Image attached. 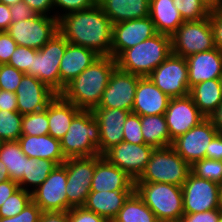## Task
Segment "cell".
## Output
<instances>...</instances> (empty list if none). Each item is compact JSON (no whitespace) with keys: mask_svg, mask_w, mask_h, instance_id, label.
I'll return each mask as SVG.
<instances>
[{"mask_svg":"<svg viewBox=\"0 0 222 222\" xmlns=\"http://www.w3.org/2000/svg\"><path fill=\"white\" fill-rule=\"evenodd\" d=\"M158 222H180V221H170V220H166V221H158Z\"/></svg>","mask_w":222,"mask_h":222,"instance_id":"61","label":"cell"},{"mask_svg":"<svg viewBox=\"0 0 222 222\" xmlns=\"http://www.w3.org/2000/svg\"><path fill=\"white\" fill-rule=\"evenodd\" d=\"M39 222H69L68 211H42Z\"/></svg>","mask_w":222,"mask_h":222,"instance_id":"53","label":"cell"},{"mask_svg":"<svg viewBox=\"0 0 222 222\" xmlns=\"http://www.w3.org/2000/svg\"><path fill=\"white\" fill-rule=\"evenodd\" d=\"M81 111L73 103L57 94L47 105L49 135L61 140L67 133L73 118Z\"/></svg>","mask_w":222,"mask_h":222,"instance_id":"27","label":"cell"},{"mask_svg":"<svg viewBox=\"0 0 222 222\" xmlns=\"http://www.w3.org/2000/svg\"><path fill=\"white\" fill-rule=\"evenodd\" d=\"M29 5L36 14L50 16L54 10V0H22Z\"/></svg>","mask_w":222,"mask_h":222,"instance_id":"51","label":"cell"},{"mask_svg":"<svg viewBox=\"0 0 222 222\" xmlns=\"http://www.w3.org/2000/svg\"><path fill=\"white\" fill-rule=\"evenodd\" d=\"M12 23L9 6L0 2V32L6 31Z\"/></svg>","mask_w":222,"mask_h":222,"instance_id":"55","label":"cell"},{"mask_svg":"<svg viewBox=\"0 0 222 222\" xmlns=\"http://www.w3.org/2000/svg\"><path fill=\"white\" fill-rule=\"evenodd\" d=\"M37 51L38 50L34 48L18 45L16 50L12 53L7 64L26 74L32 67L33 55Z\"/></svg>","mask_w":222,"mask_h":222,"instance_id":"42","label":"cell"},{"mask_svg":"<svg viewBox=\"0 0 222 222\" xmlns=\"http://www.w3.org/2000/svg\"><path fill=\"white\" fill-rule=\"evenodd\" d=\"M171 53V37L157 33L134 47L124 50L116 58V66L124 72L147 77Z\"/></svg>","mask_w":222,"mask_h":222,"instance_id":"3","label":"cell"},{"mask_svg":"<svg viewBox=\"0 0 222 222\" xmlns=\"http://www.w3.org/2000/svg\"><path fill=\"white\" fill-rule=\"evenodd\" d=\"M184 213L206 212L220 207V185L192 172L181 186Z\"/></svg>","mask_w":222,"mask_h":222,"instance_id":"12","label":"cell"},{"mask_svg":"<svg viewBox=\"0 0 222 222\" xmlns=\"http://www.w3.org/2000/svg\"><path fill=\"white\" fill-rule=\"evenodd\" d=\"M0 110L18 111L15 93L0 89Z\"/></svg>","mask_w":222,"mask_h":222,"instance_id":"52","label":"cell"},{"mask_svg":"<svg viewBox=\"0 0 222 222\" xmlns=\"http://www.w3.org/2000/svg\"><path fill=\"white\" fill-rule=\"evenodd\" d=\"M116 67L115 58L100 56L66 84L60 95L81 110H93L98 107L111 73Z\"/></svg>","mask_w":222,"mask_h":222,"instance_id":"2","label":"cell"},{"mask_svg":"<svg viewBox=\"0 0 222 222\" xmlns=\"http://www.w3.org/2000/svg\"><path fill=\"white\" fill-rule=\"evenodd\" d=\"M0 160L8 169L9 178L18 182L23 177L27 156L18 141H3L0 145Z\"/></svg>","mask_w":222,"mask_h":222,"instance_id":"33","label":"cell"},{"mask_svg":"<svg viewBox=\"0 0 222 222\" xmlns=\"http://www.w3.org/2000/svg\"><path fill=\"white\" fill-rule=\"evenodd\" d=\"M209 119L211 120L217 132L222 134V103L210 115Z\"/></svg>","mask_w":222,"mask_h":222,"instance_id":"56","label":"cell"},{"mask_svg":"<svg viewBox=\"0 0 222 222\" xmlns=\"http://www.w3.org/2000/svg\"><path fill=\"white\" fill-rule=\"evenodd\" d=\"M18 142L24 154L29 158H43L54 161L58 165L66 161L61 150L60 140L49 134L43 136L21 135Z\"/></svg>","mask_w":222,"mask_h":222,"instance_id":"25","label":"cell"},{"mask_svg":"<svg viewBox=\"0 0 222 222\" xmlns=\"http://www.w3.org/2000/svg\"><path fill=\"white\" fill-rule=\"evenodd\" d=\"M9 8L11 13L12 23L17 22L19 20L21 21V20L31 19L37 15L35 11L22 0L10 6Z\"/></svg>","mask_w":222,"mask_h":222,"instance_id":"49","label":"cell"},{"mask_svg":"<svg viewBox=\"0 0 222 222\" xmlns=\"http://www.w3.org/2000/svg\"><path fill=\"white\" fill-rule=\"evenodd\" d=\"M190 172L191 166L171 146L156 148L135 182H162L182 186Z\"/></svg>","mask_w":222,"mask_h":222,"instance_id":"6","label":"cell"},{"mask_svg":"<svg viewBox=\"0 0 222 222\" xmlns=\"http://www.w3.org/2000/svg\"><path fill=\"white\" fill-rule=\"evenodd\" d=\"M213 6L222 3V0H208Z\"/></svg>","mask_w":222,"mask_h":222,"instance_id":"59","label":"cell"},{"mask_svg":"<svg viewBox=\"0 0 222 222\" xmlns=\"http://www.w3.org/2000/svg\"><path fill=\"white\" fill-rule=\"evenodd\" d=\"M15 94L18 112L21 115L46 109L49 102L57 95L39 79L27 74L23 75Z\"/></svg>","mask_w":222,"mask_h":222,"instance_id":"19","label":"cell"},{"mask_svg":"<svg viewBox=\"0 0 222 222\" xmlns=\"http://www.w3.org/2000/svg\"><path fill=\"white\" fill-rule=\"evenodd\" d=\"M49 122L46 109L23 115L22 135L43 136L49 133Z\"/></svg>","mask_w":222,"mask_h":222,"instance_id":"37","label":"cell"},{"mask_svg":"<svg viewBox=\"0 0 222 222\" xmlns=\"http://www.w3.org/2000/svg\"><path fill=\"white\" fill-rule=\"evenodd\" d=\"M156 34L154 23L149 16L113 24L110 56L116 59L124 50Z\"/></svg>","mask_w":222,"mask_h":222,"instance_id":"16","label":"cell"},{"mask_svg":"<svg viewBox=\"0 0 222 222\" xmlns=\"http://www.w3.org/2000/svg\"><path fill=\"white\" fill-rule=\"evenodd\" d=\"M99 123L92 110H81L72 120L67 133L60 140L65 158L99 155Z\"/></svg>","mask_w":222,"mask_h":222,"instance_id":"4","label":"cell"},{"mask_svg":"<svg viewBox=\"0 0 222 222\" xmlns=\"http://www.w3.org/2000/svg\"><path fill=\"white\" fill-rule=\"evenodd\" d=\"M123 141L133 144H144L141 130V116L130 112L123 125Z\"/></svg>","mask_w":222,"mask_h":222,"instance_id":"40","label":"cell"},{"mask_svg":"<svg viewBox=\"0 0 222 222\" xmlns=\"http://www.w3.org/2000/svg\"><path fill=\"white\" fill-rule=\"evenodd\" d=\"M19 1H21V0H0L1 3L5 4L9 7L18 3Z\"/></svg>","mask_w":222,"mask_h":222,"instance_id":"58","label":"cell"},{"mask_svg":"<svg viewBox=\"0 0 222 222\" xmlns=\"http://www.w3.org/2000/svg\"><path fill=\"white\" fill-rule=\"evenodd\" d=\"M154 147L147 144L120 142L108 149L103 156L113 165L137 180L146 168Z\"/></svg>","mask_w":222,"mask_h":222,"instance_id":"14","label":"cell"},{"mask_svg":"<svg viewBox=\"0 0 222 222\" xmlns=\"http://www.w3.org/2000/svg\"><path fill=\"white\" fill-rule=\"evenodd\" d=\"M134 191L154 212L158 221H179L184 214L181 186L162 182H135Z\"/></svg>","mask_w":222,"mask_h":222,"instance_id":"5","label":"cell"},{"mask_svg":"<svg viewBox=\"0 0 222 222\" xmlns=\"http://www.w3.org/2000/svg\"><path fill=\"white\" fill-rule=\"evenodd\" d=\"M112 25L98 4L58 19V31L69 43L92 49L100 56H110Z\"/></svg>","mask_w":222,"mask_h":222,"instance_id":"1","label":"cell"},{"mask_svg":"<svg viewBox=\"0 0 222 222\" xmlns=\"http://www.w3.org/2000/svg\"><path fill=\"white\" fill-rule=\"evenodd\" d=\"M66 167L61 164L32 192V200L42 211H68Z\"/></svg>","mask_w":222,"mask_h":222,"instance_id":"17","label":"cell"},{"mask_svg":"<svg viewBox=\"0 0 222 222\" xmlns=\"http://www.w3.org/2000/svg\"><path fill=\"white\" fill-rule=\"evenodd\" d=\"M103 157L67 158L63 165L66 167L67 183L66 195L68 199V211L75 207H83L91 190L95 165Z\"/></svg>","mask_w":222,"mask_h":222,"instance_id":"9","label":"cell"},{"mask_svg":"<svg viewBox=\"0 0 222 222\" xmlns=\"http://www.w3.org/2000/svg\"><path fill=\"white\" fill-rule=\"evenodd\" d=\"M209 118L173 140L171 147L190 165L205 158L206 148L217 134Z\"/></svg>","mask_w":222,"mask_h":222,"instance_id":"15","label":"cell"},{"mask_svg":"<svg viewBox=\"0 0 222 222\" xmlns=\"http://www.w3.org/2000/svg\"><path fill=\"white\" fill-rule=\"evenodd\" d=\"M41 208L32 200L16 216L0 217V222H39Z\"/></svg>","mask_w":222,"mask_h":222,"instance_id":"44","label":"cell"},{"mask_svg":"<svg viewBox=\"0 0 222 222\" xmlns=\"http://www.w3.org/2000/svg\"><path fill=\"white\" fill-rule=\"evenodd\" d=\"M218 222H222V214L220 215Z\"/></svg>","mask_w":222,"mask_h":222,"instance_id":"62","label":"cell"},{"mask_svg":"<svg viewBox=\"0 0 222 222\" xmlns=\"http://www.w3.org/2000/svg\"><path fill=\"white\" fill-rule=\"evenodd\" d=\"M205 158L222 160V134L217 133L206 148Z\"/></svg>","mask_w":222,"mask_h":222,"instance_id":"50","label":"cell"},{"mask_svg":"<svg viewBox=\"0 0 222 222\" xmlns=\"http://www.w3.org/2000/svg\"><path fill=\"white\" fill-rule=\"evenodd\" d=\"M209 17L214 34L215 47L222 51V3L212 6Z\"/></svg>","mask_w":222,"mask_h":222,"instance_id":"45","label":"cell"},{"mask_svg":"<svg viewBox=\"0 0 222 222\" xmlns=\"http://www.w3.org/2000/svg\"><path fill=\"white\" fill-rule=\"evenodd\" d=\"M134 191H90L83 207L112 222Z\"/></svg>","mask_w":222,"mask_h":222,"instance_id":"26","label":"cell"},{"mask_svg":"<svg viewBox=\"0 0 222 222\" xmlns=\"http://www.w3.org/2000/svg\"><path fill=\"white\" fill-rule=\"evenodd\" d=\"M191 172L199 178L207 179L222 184V162L221 160L207 159L196 161L191 166Z\"/></svg>","mask_w":222,"mask_h":222,"instance_id":"38","label":"cell"},{"mask_svg":"<svg viewBox=\"0 0 222 222\" xmlns=\"http://www.w3.org/2000/svg\"><path fill=\"white\" fill-rule=\"evenodd\" d=\"M150 0H98L112 24L149 16Z\"/></svg>","mask_w":222,"mask_h":222,"instance_id":"28","label":"cell"},{"mask_svg":"<svg viewBox=\"0 0 222 222\" xmlns=\"http://www.w3.org/2000/svg\"><path fill=\"white\" fill-rule=\"evenodd\" d=\"M24 74L9 64H0V89L15 93Z\"/></svg>","mask_w":222,"mask_h":222,"instance_id":"41","label":"cell"},{"mask_svg":"<svg viewBox=\"0 0 222 222\" xmlns=\"http://www.w3.org/2000/svg\"><path fill=\"white\" fill-rule=\"evenodd\" d=\"M220 209L222 210V184H220Z\"/></svg>","mask_w":222,"mask_h":222,"instance_id":"60","label":"cell"},{"mask_svg":"<svg viewBox=\"0 0 222 222\" xmlns=\"http://www.w3.org/2000/svg\"><path fill=\"white\" fill-rule=\"evenodd\" d=\"M170 100L148 76L140 77L131 112L140 116L162 115L165 114Z\"/></svg>","mask_w":222,"mask_h":222,"instance_id":"22","label":"cell"},{"mask_svg":"<svg viewBox=\"0 0 222 222\" xmlns=\"http://www.w3.org/2000/svg\"><path fill=\"white\" fill-rule=\"evenodd\" d=\"M97 4L98 0H54V10L59 8L62 9L63 12H55V14H53V17L59 19L61 16H64V14L87 10L95 7Z\"/></svg>","mask_w":222,"mask_h":222,"instance_id":"43","label":"cell"},{"mask_svg":"<svg viewBox=\"0 0 222 222\" xmlns=\"http://www.w3.org/2000/svg\"><path fill=\"white\" fill-rule=\"evenodd\" d=\"M18 44L6 32H0V64H7Z\"/></svg>","mask_w":222,"mask_h":222,"instance_id":"48","label":"cell"},{"mask_svg":"<svg viewBox=\"0 0 222 222\" xmlns=\"http://www.w3.org/2000/svg\"><path fill=\"white\" fill-rule=\"evenodd\" d=\"M57 165L56 162L47 159L27 157L23 177L18 181L19 188L32 193L48 178Z\"/></svg>","mask_w":222,"mask_h":222,"instance_id":"32","label":"cell"},{"mask_svg":"<svg viewBox=\"0 0 222 222\" xmlns=\"http://www.w3.org/2000/svg\"><path fill=\"white\" fill-rule=\"evenodd\" d=\"M141 76L115 68L98 107L132 111L136 87Z\"/></svg>","mask_w":222,"mask_h":222,"instance_id":"13","label":"cell"},{"mask_svg":"<svg viewBox=\"0 0 222 222\" xmlns=\"http://www.w3.org/2000/svg\"><path fill=\"white\" fill-rule=\"evenodd\" d=\"M186 60L189 90L203 81L221 79L222 51L218 48L190 55Z\"/></svg>","mask_w":222,"mask_h":222,"instance_id":"21","label":"cell"},{"mask_svg":"<svg viewBox=\"0 0 222 222\" xmlns=\"http://www.w3.org/2000/svg\"><path fill=\"white\" fill-rule=\"evenodd\" d=\"M222 210L220 208L199 213H184L180 222H218Z\"/></svg>","mask_w":222,"mask_h":222,"instance_id":"47","label":"cell"},{"mask_svg":"<svg viewBox=\"0 0 222 222\" xmlns=\"http://www.w3.org/2000/svg\"><path fill=\"white\" fill-rule=\"evenodd\" d=\"M173 4L184 22L209 17L213 6L208 0H173Z\"/></svg>","mask_w":222,"mask_h":222,"instance_id":"35","label":"cell"},{"mask_svg":"<svg viewBox=\"0 0 222 222\" xmlns=\"http://www.w3.org/2000/svg\"><path fill=\"white\" fill-rule=\"evenodd\" d=\"M98 55L94 50L68 43L60 61V93L66 84L77 77L84 69L90 66Z\"/></svg>","mask_w":222,"mask_h":222,"instance_id":"24","label":"cell"},{"mask_svg":"<svg viewBox=\"0 0 222 222\" xmlns=\"http://www.w3.org/2000/svg\"><path fill=\"white\" fill-rule=\"evenodd\" d=\"M172 53L187 58L216 48L210 17L185 21L171 36Z\"/></svg>","mask_w":222,"mask_h":222,"instance_id":"8","label":"cell"},{"mask_svg":"<svg viewBox=\"0 0 222 222\" xmlns=\"http://www.w3.org/2000/svg\"><path fill=\"white\" fill-rule=\"evenodd\" d=\"M149 17L157 33L170 37L184 22L173 0H150Z\"/></svg>","mask_w":222,"mask_h":222,"instance_id":"29","label":"cell"},{"mask_svg":"<svg viewBox=\"0 0 222 222\" xmlns=\"http://www.w3.org/2000/svg\"><path fill=\"white\" fill-rule=\"evenodd\" d=\"M69 42L58 32L33 55L32 67L26 73L39 79L60 94V61Z\"/></svg>","mask_w":222,"mask_h":222,"instance_id":"7","label":"cell"},{"mask_svg":"<svg viewBox=\"0 0 222 222\" xmlns=\"http://www.w3.org/2000/svg\"><path fill=\"white\" fill-rule=\"evenodd\" d=\"M31 201L32 193L19 188L0 207V217L16 216Z\"/></svg>","mask_w":222,"mask_h":222,"instance_id":"39","label":"cell"},{"mask_svg":"<svg viewBox=\"0 0 222 222\" xmlns=\"http://www.w3.org/2000/svg\"><path fill=\"white\" fill-rule=\"evenodd\" d=\"M92 112L99 123L100 146L98 152L103 155L113 145L123 142V125L131 111L117 108H94Z\"/></svg>","mask_w":222,"mask_h":222,"instance_id":"20","label":"cell"},{"mask_svg":"<svg viewBox=\"0 0 222 222\" xmlns=\"http://www.w3.org/2000/svg\"><path fill=\"white\" fill-rule=\"evenodd\" d=\"M22 117L18 111L0 110V137L3 141H18L22 135Z\"/></svg>","mask_w":222,"mask_h":222,"instance_id":"36","label":"cell"},{"mask_svg":"<svg viewBox=\"0 0 222 222\" xmlns=\"http://www.w3.org/2000/svg\"><path fill=\"white\" fill-rule=\"evenodd\" d=\"M189 95L200 112L209 118L222 103V81L221 79L203 81L193 86Z\"/></svg>","mask_w":222,"mask_h":222,"instance_id":"30","label":"cell"},{"mask_svg":"<svg viewBox=\"0 0 222 222\" xmlns=\"http://www.w3.org/2000/svg\"><path fill=\"white\" fill-rule=\"evenodd\" d=\"M148 77L170 98L189 95L188 67L184 57L171 53Z\"/></svg>","mask_w":222,"mask_h":222,"instance_id":"11","label":"cell"},{"mask_svg":"<svg viewBox=\"0 0 222 222\" xmlns=\"http://www.w3.org/2000/svg\"><path fill=\"white\" fill-rule=\"evenodd\" d=\"M112 222H158L154 212L134 191Z\"/></svg>","mask_w":222,"mask_h":222,"instance_id":"34","label":"cell"},{"mask_svg":"<svg viewBox=\"0 0 222 222\" xmlns=\"http://www.w3.org/2000/svg\"><path fill=\"white\" fill-rule=\"evenodd\" d=\"M19 189L18 182L11 179L0 182V207L15 191Z\"/></svg>","mask_w":222,"mask_h":222,"instance_id":"54","label":"cell"},{"mask_svg":"<svg viewBox=\"0 0 222 222\" xmlns=\"http://www.w3.org/2000/svg\"><path fill=\"white\" fill-rule=\"evenodd\" d=\"M141 130L145 144L155 149L172 145L164 114L141 116Z\"/></svg>","mask_w":222,"mask_h":222,"instance_id":"31","label":"cell"},{"mask_svg":"<svg viewBox=\"0 0 222 222\" xmlns=\"http://www.w3.org/2000/svg\"><path fill=\"white\" fill-rule=\"evenodd\" d=\"M6 32L19 45L40 50L58 31V19L37 14L11 23Z\"/></svg>","mask_w":222,"mask_h":222,"instance_id":"10","label":"cell"},{"mask_svg":"<svg viewBox=\"0 0 222 222\" xmlns=\"http://www.w3.org/2000/svg\"><path fill=\"white\" fill-rule=\"evenodd\" d=\"M69 222H109L104 217L85 209L84 207H75L68 211Z\"/></svg>","mask_w":222,"mask_h":222,"instance_id":"46","label":"cell"},{"mask_svg":"<svg viewBox=\"0 0 222 222\" xmlns=\"http://www.w3.org/2000/svg\"><path fill=\"white\" fill-rule=\"evenodd\" d=\"M164 115L172 141L206 118L190 95L171 98Z\"/></svg>","mask_w":222,"mask_h":222,"instance_id":"18","label":"cell"},{"mask_svg":"<svg viewBox=\"0 0 222 222\" xmlns=\"http://www.w3.org/2000/svg\"><path fill=\"white\" fill-rule=\"evenodd\" d=\"M135 180L104 156L96 163L90 191H134Z\"/></svg>","mask_w":222,"mask_h":222,"instance_id":"23","label":"cell"},{"mask_svg":"<svg viewBox=\"0 0 222 222\" xmlns=\"http://www.w3.org/2000/svg\"><path fill=\"white\" fill-rule=\"evenodd\" d=\"M8 169L5 164L0 160V182L9 180Z\"/></svg>","mask_w":222,"mask_h":222,"instance_id":"57","label":"cell"}]
</instances>
